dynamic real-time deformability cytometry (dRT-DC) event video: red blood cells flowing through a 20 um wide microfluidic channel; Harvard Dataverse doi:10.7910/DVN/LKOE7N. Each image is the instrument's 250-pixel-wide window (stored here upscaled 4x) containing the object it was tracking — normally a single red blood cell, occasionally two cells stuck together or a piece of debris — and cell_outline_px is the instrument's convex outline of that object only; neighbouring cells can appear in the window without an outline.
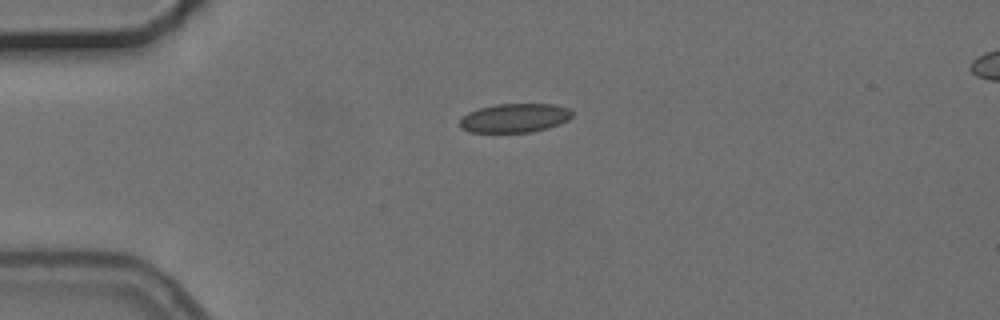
{"species": "common noctule bat (a hibernating species)", "species_latin": "Nyctalus noctula", "temperature_condition": "cold", "stored_images_in_passage": 5, "camera_frame_rate_fps": 3000, "um_per_image_px": 0.085, "animal": {"sex": "female", "body_mass_g": 24.6, "forearm_length_mm": 56.2}, "frame": {"image": 1, "passage_image": 5, "time_ms": 5.333, "image_size_px": [1000, 320], "cell_outline_px": [[572, 116], [568, 120], [560, 124], [548, 128], [532, 132], [468, 132], [460, 128], [460, 120], [468, 112], [480, 108], [496, 104], [556, 104], [568, 108], [572, 112]], "centroid_in_image_um": [43.76, 10.03], "position_along_channel_um": 41.2, "area_um2": 19.02}}